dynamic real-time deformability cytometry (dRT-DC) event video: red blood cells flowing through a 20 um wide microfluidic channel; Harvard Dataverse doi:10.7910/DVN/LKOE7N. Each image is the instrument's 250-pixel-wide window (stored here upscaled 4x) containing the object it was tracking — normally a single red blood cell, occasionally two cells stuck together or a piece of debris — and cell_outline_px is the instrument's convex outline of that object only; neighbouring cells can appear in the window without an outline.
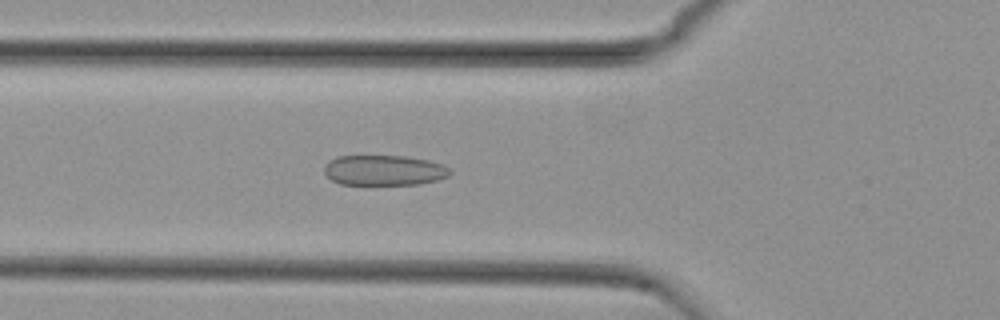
{"species": "common noctule bat (a hibernating species)", "species_latin": "Nyctalus noctula", "temperature_condition": "cold", "stored_images_in_passage": 55, "camera_frame_rate_fps": 3000, "um_per_image_px": 0.085, "animal": {"sex": "female", "body_mass_g": 29.2, "forearm_length_mm": 56.3}, "frame": {"image": 1, "passage_image": 19, "time_ms": 6.0, "image_size_px": [1000, 320], "cell_outline_px": [[452, 172], [448, 176], [436, 180], [420, 184], [340, 184], [332, 180], [324, 172], [324, 164], [328, 160], [336, 156], [408, 156], [428, 160], [444, 164]], "centroid_in_image_um": [32.64, 14.46], "position_along_channel_um": 93.2, "area_um2": 22.31}}
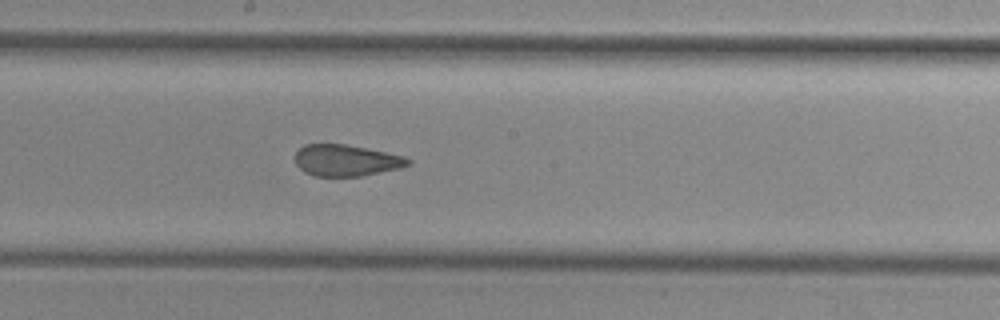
{"frame": {"image": 2, "passage_image": 29, "time_ms": 9.333, "image_size_px": [1000, 320], "cell_outline_px": [[412, 164], [400, 168], [360, 176], [316, 176], [304, 172], [296, 164], [292, 156], [304, 144], [344, 144], [404, 156], [412, 160]], "centroid_in_image_um": [29.39, 13.63], "position_along_channel_um": 218.8, "area_um2": 20.69}}
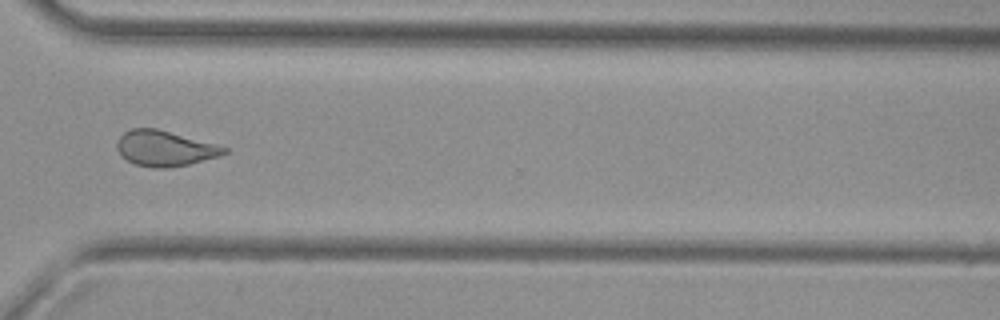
{"frame": {"image": 3, "passage_image": 40, "time_ms": 13.0, "image_size_px": [1000, 320], "cell_outline_px": [[228, 152], [220, 156], [188, 164], [164, 168], [152, 168], [136, 164], [120, 156], [116, 148], [116, 144], [120, 136], [124, 132], [132, 128], [156, 128], [216, 144], [228, 148]], "centroid_in_image_um": [13.99, 12.61], "position_along_channel_um": 356.6, "area_um2": 22.08}}